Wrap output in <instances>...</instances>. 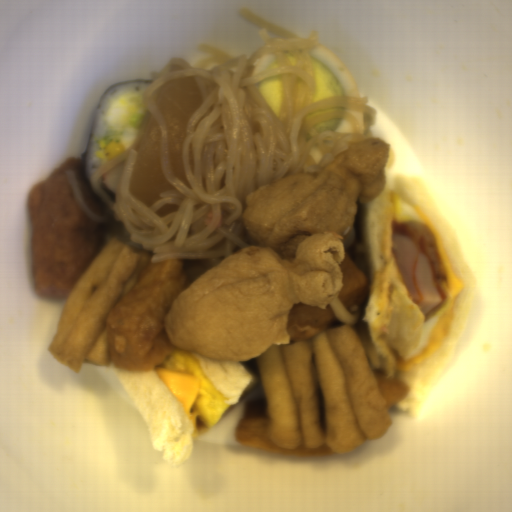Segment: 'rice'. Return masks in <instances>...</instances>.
I'll list each match as a JSON object with an SVG mask.
<instances>
[{
    "instance_id": "1",
    "label": "rice",
    "mask_w": 512,
    "mask_h": 512,
    "mask_svg": "<svg viewBox=\"0 0 512 512\" xmlns=\"http://www.w3.org/2000/svg\"><path fill=\"white\" fill-rule=\"evenodd\" d=\"M153 81H131L111 86L105 93L96 112L91 138L88 146L86 172L88 179L108 162L105 148L108 143L116 142L115 131L107 123V114L118 97L142 95Z\"/></svg>"
}]
</instances>
